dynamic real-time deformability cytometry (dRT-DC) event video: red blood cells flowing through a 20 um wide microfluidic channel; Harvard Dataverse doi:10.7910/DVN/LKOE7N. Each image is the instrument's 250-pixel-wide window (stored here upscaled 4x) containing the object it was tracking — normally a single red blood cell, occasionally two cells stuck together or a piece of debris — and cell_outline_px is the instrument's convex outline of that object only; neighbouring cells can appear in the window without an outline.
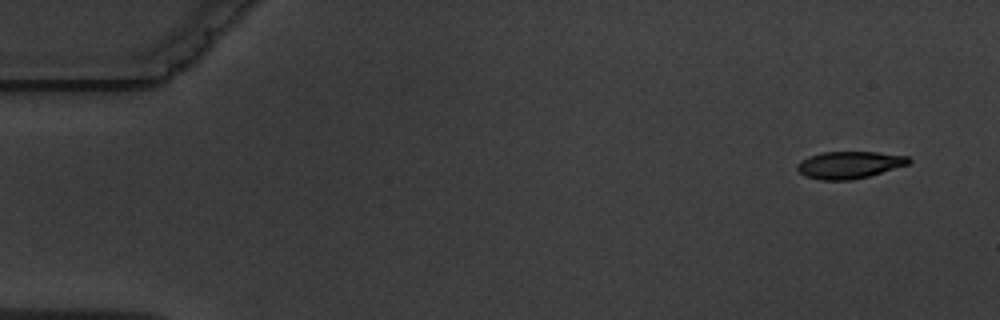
{"species": "common noctule bat (a hibernating species)", "species_latin": "Nyctalus noctula", "temperature_condition": "warm", "stored_images_in_passage": 6, "camera_frame_rate_fps": 3000, "um_per_image_px": 0.085, "animal": {"sex": "male", "body_mass_g": 19.5, "forearm_length_mm": 54.6}, "frame": {"image": 1, "passage_image": 1, "time_ms": 0.0, "image_size_px": [1000, 320], "cell_outline_px": [[912, 160], [908, 164], [868, 176], [852, 180], [820, 180], [804, 176], [796, 168], [796, 164], [800, 160], [808, 156], [824, 152], [876, 152], [908, 156]], "centroid_in_image_um": [72.15, 14.01], "position_along_channel_um": 12.9, "area_um2": 17.63}}
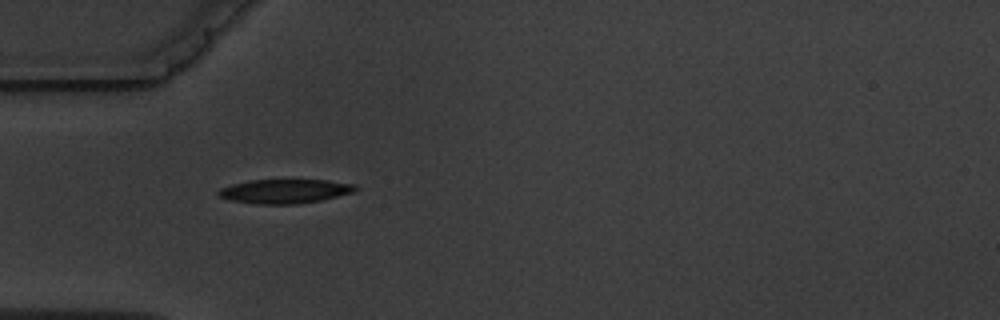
{"frame": {"image": 2, "passage_image": 5, "time_ms": 4.667, "image_size_px": [1000, 320], "cell_outline_px": [[360, 188], [356, 192], [320, 200], [300, 204], [260, 204], [228, 200], [220, 196], [216, 192], [220, 188], [232, 184], [248, 180], [328, 180], [356, 184]], "centroid_in_image_um": [24.25, 16.25], "position_along_channel_um": 60.7, "area_um2": 19.48}}
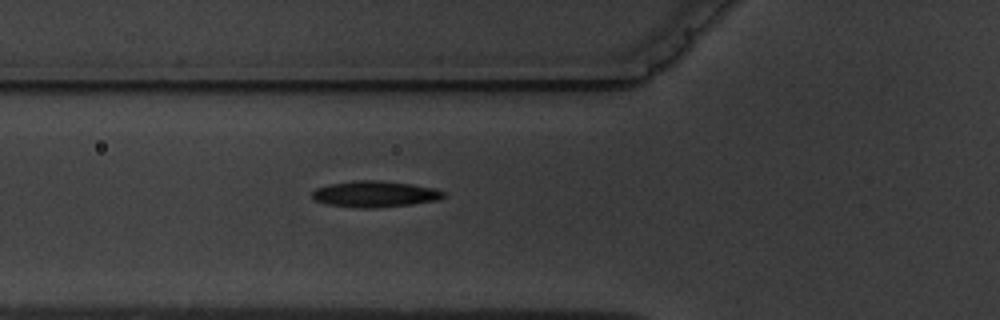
{"frame": {"image": 3, "passage_image": 6, "time_ms": 5.667, "image_size_px": [1000, 320], "cell_outline_px": [[448, 196], [440, 200], [412, 204], [376, 208], [364, 208], [324, 204], [312, 200], [312, 192], [316, 188], [328, 184], [356, 180], [380, 180], [412, 184], [436, 188], [448, 192]], "centroid_in_image_um": [31.92, 16.49], "position_along_channel_um": 93.9, "area_um2": 20.52}}